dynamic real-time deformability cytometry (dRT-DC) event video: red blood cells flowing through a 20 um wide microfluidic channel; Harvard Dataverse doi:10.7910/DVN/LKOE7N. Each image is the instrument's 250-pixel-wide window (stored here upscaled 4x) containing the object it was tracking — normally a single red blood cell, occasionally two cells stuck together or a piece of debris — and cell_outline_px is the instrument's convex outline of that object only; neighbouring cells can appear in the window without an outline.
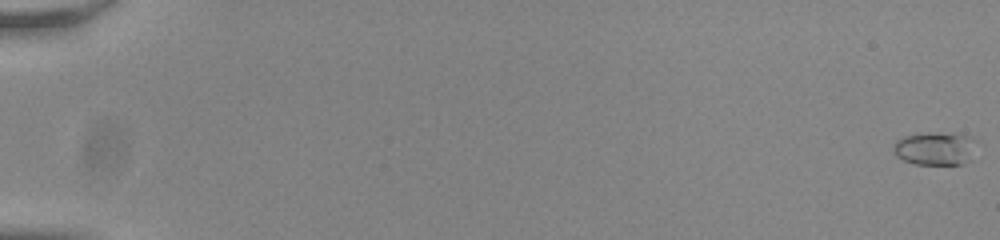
{"species": "common noctule bat (a hibernating species)", "species_latin": "Nyctalus noctula", "temperature_condition": "room temperature", "stored_images_in_passage": 57, "camera_frame_rate_fps": 3000, "um_per_image_px": 0.085, "animal": {"sex": "male", "body_mass_g": 20.0, "forearm_length_mm": 53.3}, "frame": {"image": 1, "passage_image": 1, "time_ms": 0.0, "image_size_px": [1000, 240], "cell_outline_px": [[972, 160], [964, 164], [912, 164], [896, 156], [892, 152], [892, 144], [896, 140], [904, 136], [928, 132], [936, 132], [964, 136]], "centroid_in_image_um": [79.26, 12.66], "position_along_channel_um": 5.7, "area_um2": 15.32}}
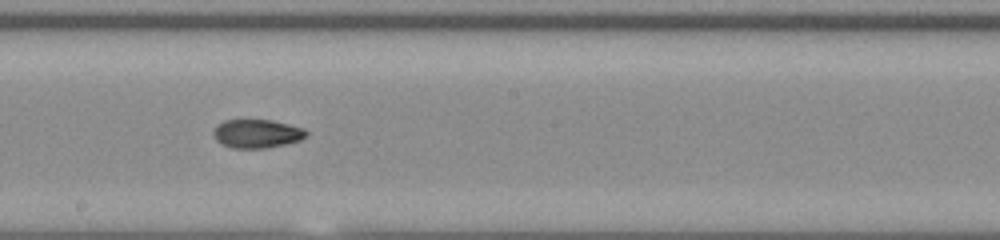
{"frame": {"image": 2, "passage_image": 34, "time_ms": 11.0, "image_size_px": [1000, 240], "cell_outline_px": [[308, 136], [300, 140], [284, 144], [264, 148], [232, 148], [220, 144], [216, 140], [212, 132], [216, 124], [224, 120], [272, 120], [304, 128], [308, 132]], "centroid_in_image_um": [21.81, 11.36], "position_along_channel_um": 226.4, "area_um2": 15.61}}
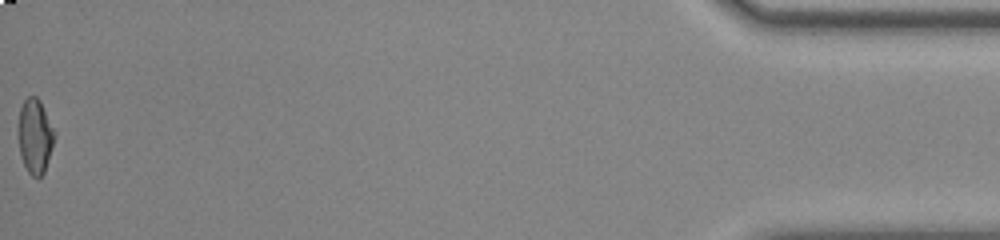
{"frame": {"image": 3, "passage_image": 57, "time_ms": 18.667, "image_size_px": [1000, 240], "cell_outline_px": [[56, 132], [52, 148], [44, 172], [40, 176], [32, 176], [28, 172], [20, 156], [16, 128], [20, 108], [24, 100], [28, 96], [36, 96], [40, 100]], "centroid_in_image_um": [2.95, 11.53], "position_along_channel_um": 432.3, "area_um2": 16.07}, "authors_computed_cell_mechanics": {"area_um2": 15.5482, "velocity_mm_per_s": 3.8299, "shape_relaxation_time_tau1_ms": 5.9286, "shape_relaxation_time_tau2_ms": 2.1731, "deformation_change_tau1": 0.1811, "deformation_change_tau2": 0.0601}}